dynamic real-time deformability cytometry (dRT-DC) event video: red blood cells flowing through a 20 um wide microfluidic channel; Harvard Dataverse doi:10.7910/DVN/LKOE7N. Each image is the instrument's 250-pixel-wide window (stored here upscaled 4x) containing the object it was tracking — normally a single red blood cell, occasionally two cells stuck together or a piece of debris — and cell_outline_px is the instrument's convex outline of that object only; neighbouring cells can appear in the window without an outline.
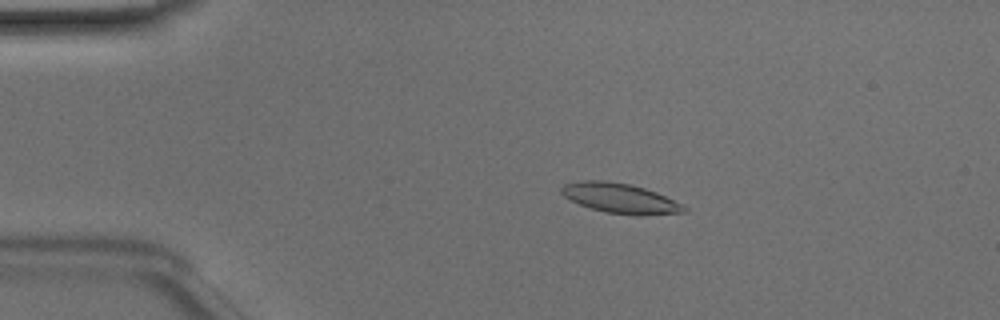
{"species": "Egyptian fruit bat (a non-hibernating species)", "species_latin": "Rousettus aegyptiacus", "temperature_condition": "room temperature", "stored_images_in_passage": 49, "camera_frame_rate_fps": 3000, "um_per_image_px": 0.085, "animal": {"sex": "male"}, "frame": {"image": 1, "passage_image": 10, "time_ms": 3.0, "image_size_px": [1000, 320], "cell_outline_px": [[688, 212], [640, 216], [604, 212], [580, 204], [564, 196], [560, 192], [560, 188], [564, 184], [584, 180], [604, 180], [628, 184], [644, 188], [656, 192], [684, 204], [688, 208]], "centroid_in_image_um": [52.77, 16.86], "position_along_channel_um": 32.2, "area_um2": 21.44}}
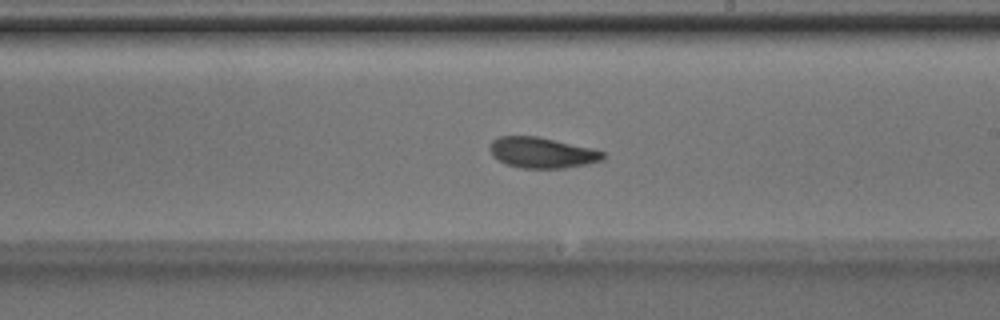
{"frame": {"image": 2, "passage_image": 29, "time_ms": 9.333, "image_size_px": [1000, 320], "cell_outline_px": [[604, 160], [588, 164], [564, 168], [520, 168], [504, 164], [492, 156], [488, 148], [492, 140], [500, 136], [536, 136], [592, 148], [604, 152]], "centroid_in_image_um": [46.04, 12.98], "position_along_channel_um": 243.0, "area_um2": 20.4}}
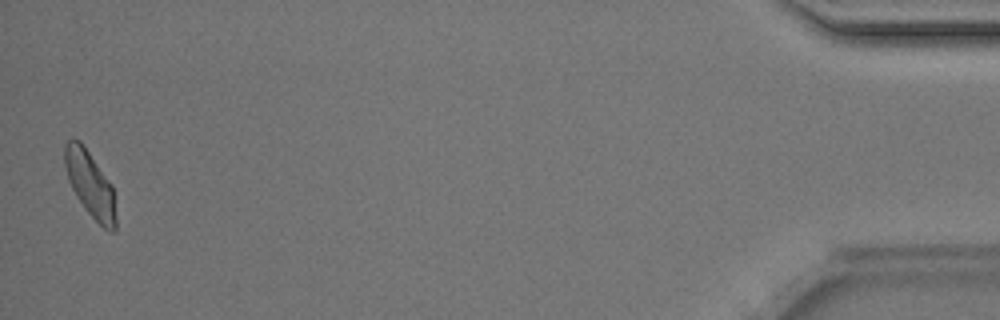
{"frame": {"image": 3, "passage_image": 49, "time_ms": 16.0, "image_size_px": [1000, 320], "cell_outline_px": [[116, 228], [112, 232], [108, 232], [84, 208], [76, 196], [68, 180], [64, 164], [64, 144], [72, 136], [80, 140], [112, 184], [116, 220]], "centroid_in_image_um": [7.64, 15.62], "position_along_channel_um": 427.6, "area_um2": 19.65}, "authors_computed_cell_mechanics": {"area_um2": 20.4034, "velocity_mm_per_s": 4.1194, "shape_relaxation_time_tau1_ms": 9.8907, "shape_relaxation_time_tau2_ms": 4.3696, "deformation_change_tau1": 0.1978, "deformation_change_tau2": 0.1046}}